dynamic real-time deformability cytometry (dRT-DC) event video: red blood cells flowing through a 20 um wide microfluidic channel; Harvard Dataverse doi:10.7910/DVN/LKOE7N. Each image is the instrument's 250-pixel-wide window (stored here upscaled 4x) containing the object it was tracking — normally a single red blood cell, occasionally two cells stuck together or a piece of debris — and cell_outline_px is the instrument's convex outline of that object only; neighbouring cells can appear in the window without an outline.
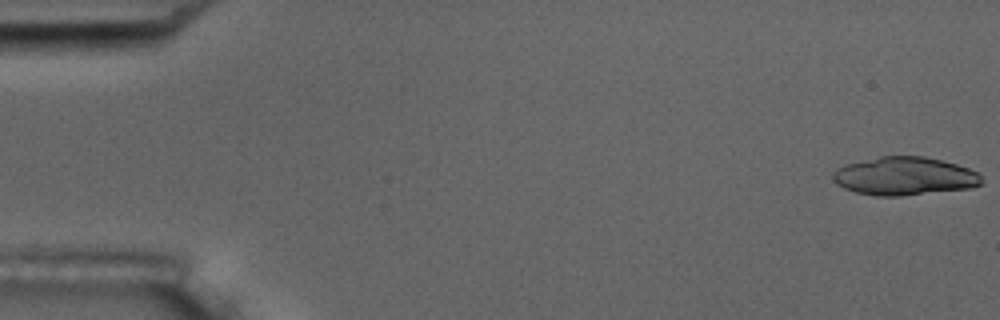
{"species": "common noctule bat (a hibernating species)", "species_latin": "Nyctalus noctula", "temperature_condition": "room temperature", "stored_images_in_passage": 9, "camera_frame_rate_fps": 3000, "um_per_image_px": 0.085, "animal": {"sex": "male", "body_mass_g": 17.5, "forearm_length_mm": 52.3}, "frame": {"image": 1, "passage_image": 1, "time_ms": 0.0, "image_size_px": [1000, 320], "cell_outline_px": [[984, 184], [972, 188], [900, 196], [876, 196], [856, 192], [844, 188], [836, 184], [832, 180], [832, 172], [836, 168], [844, 164], [880, 156], [924, 156], [956, 164], [968, 168], [976, 172], [980, 176]], "centroid_in_image_um": [76.85, 14.97], "position_along_channel_um": 8.1, "area_um2": 33.35}}
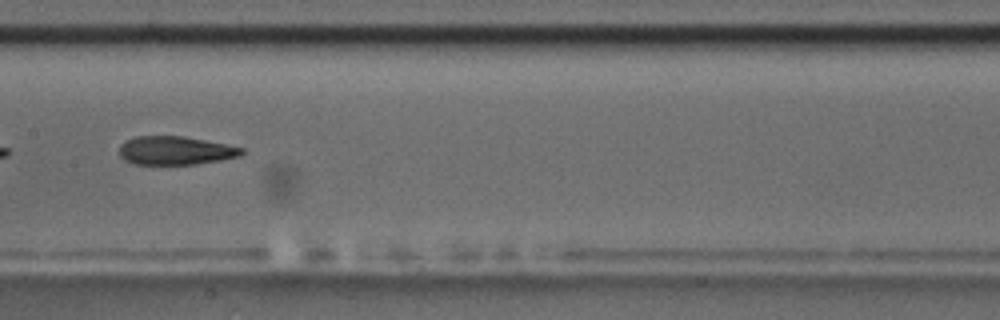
{"frame": {"image": 2, "passage_image": 9, "time_ms": 9.333, "image_size_px": [1000, 320], "cell_outline_px": [[244, 152], [240, 156], [220, 160], [196, 164], [132, 164], [124, 160], [120, 156], [120, 144], [136, 136], [184, 136], [244, 148]], "centroid_in_image_um": [14.9, 12.8], "position_along_channel_um": 192.5, "area_um2": 20.23}}